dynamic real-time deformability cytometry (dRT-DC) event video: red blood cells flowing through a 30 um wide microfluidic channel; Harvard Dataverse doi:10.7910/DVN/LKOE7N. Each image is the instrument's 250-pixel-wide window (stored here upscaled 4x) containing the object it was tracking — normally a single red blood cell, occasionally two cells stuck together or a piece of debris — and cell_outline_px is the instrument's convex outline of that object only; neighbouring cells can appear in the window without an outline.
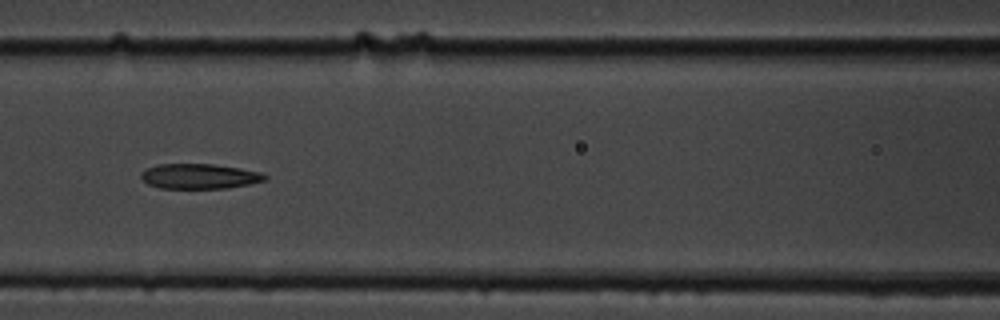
{"species": "common noctule bat (a hibernating species)", "species_latin": "Nyctalus noctula", "temperature_condition": "cold", "stored_images_in_passage": 40, "camera_frame_rate_fps": 3000, "um_per_image_px": 0.085, "animal": {"sex": "male", "body_mass_g": 19.5, "forearm_length_mm": 54.6}, "frame": {"image": 1, "passage_image": 9, "time_ms": 2.667, "image_size_px": [1000, 320], "cell_outline_px": [[268, 176], [264, 180], [248, 184], [228, 188], [160, 188], [148, 184], [140, 176], [140, 172], [156, 164], [212, 164], [240, 168], [260, 172]], "centroid_in_image_um": [16.93, 14.98], "position_along_channel_um": 149.7, "area_um2": 17.98}}
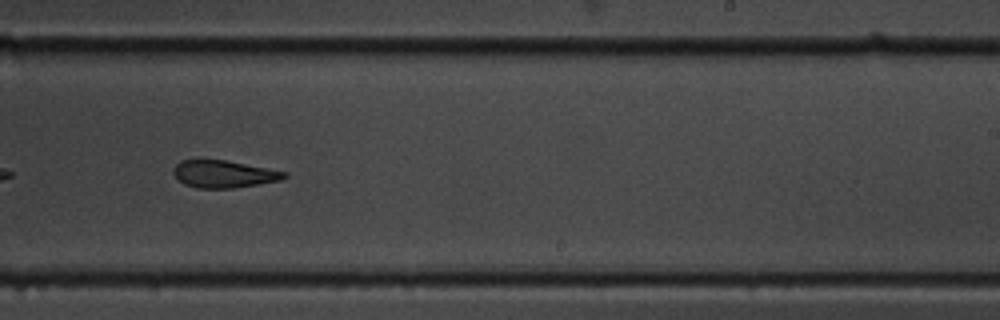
{"frame": {"image": 2, "passage_image": 19, "time_ms": 6.0, "image_size_px": [1000, 320], "cell_outline_px": [[288, 176], [280, 180], [232, 188], [196, 188], [184, 184], [172, 172], [172, 168], [180, 160], [200, 156], [224, 160], [288, 172]], "centroid_in_image_um": [18.93, 14.74], "position_along_channel_um": 270.1, "area_um2": 18.09}}
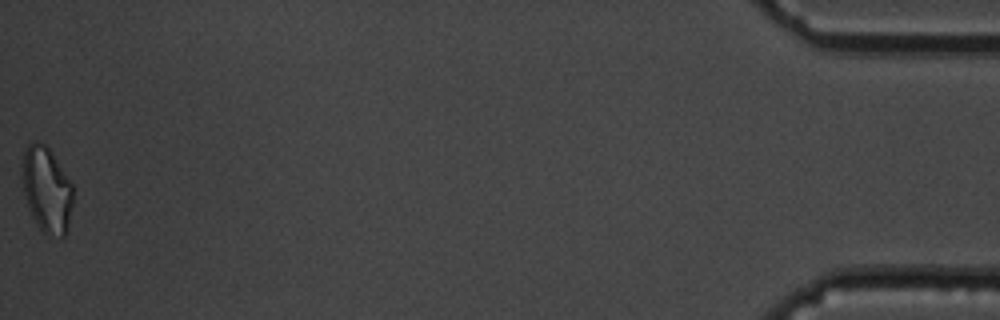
{"frame": {"image": 3, "passage_image": 40, "time_ms": 13.0, "image_size_px": [1000, 320], "cell_outline_px": [[72, 204], [68, 232], [64, 236], [48, 236], [40, 228], [32, 216], [28, 208], [20, 176], [20, 172], [24, 148], [32, 140], [40, 140], [48, 148], [72, 184]], "centroid_in_image_um": [3.93, 16.1], "position_along_channel_um": 431.3, "area_um2": 25.66}, "authors_computed_cell_mechanics": {"area_um2": 18.8717, "velocity_mm_per_s": 3.6235, "shape_relaxation_time_tau1_ms": null, "shape_relaxation_time_tau2_ms": 6.4235, "deformation_change_tau1": null, "deformation_change_tau2": 0.1732}}